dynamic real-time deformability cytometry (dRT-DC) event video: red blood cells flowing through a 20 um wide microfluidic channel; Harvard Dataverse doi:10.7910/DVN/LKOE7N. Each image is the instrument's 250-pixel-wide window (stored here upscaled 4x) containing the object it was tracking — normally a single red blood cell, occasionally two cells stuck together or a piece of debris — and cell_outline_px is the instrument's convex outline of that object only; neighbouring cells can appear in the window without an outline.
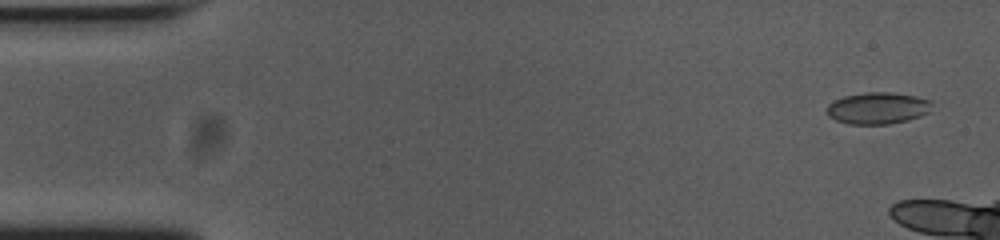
{"species": "common noctule bat (a hibernating species)", "species_latin": "Nyctalus noctula", "temperature_condition": "cold", "stored_images_in_passage": 19, "camera_frame_rate_fps": 3000, "um_per_image_px": 0.085, "animal": {"sex": "female", "body_mass_g": 23.0, "forearm_length_mm": 53.4}, "frame": {"image": 1, "passage_image": 3, "time_ms": 0.667, "image_size_px": [1000, 240], "cell_outline_px": [[932, 112], [908, 120], [888, 124], [848, 124], [836, 120], [828, 116], [828, 104], [844, 96], [868, 92], [892, 92], [916, 96], [932, 100]], "centroid_in_image_um": [74.67, 9.19], "position_along_channel_um": 10.3, "area_um2": 19.54}}
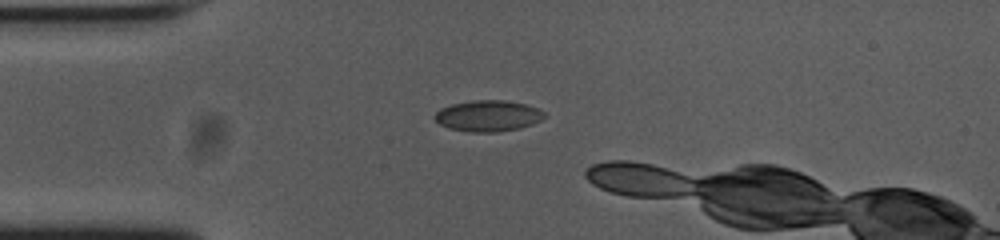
{"frame": {"image": 2, "passage_image": 14, "time_ms": 4.333, "image_size_px": [1000, 240], "cell_outline_px": [[548, 116], [532, 124], [520, 128], [496, 132], [472, 132], [448, 128], [440, 124], [432, 116], [440, 108], [452, 104], [472, 100], [504, 100], [524, 104], [540, 108]], "centroid_in_image_um": [41.49, 9.84], "position_along_channel_um": 43.5, "area_um2": 20.0}}